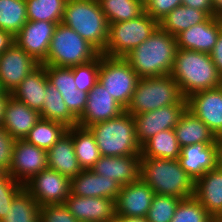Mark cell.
<instances>
[{
	"label": "cell",
	"instance_id": "f35d334b",
	"mask_svg": "<svg viewBox=\"0 0 222 222\" xmlns=\"http://www.w3.org/2000/svg\"><path fill=\"white\" fill-rule=\"evenodd\" d=\"M181 199L155 194L146 216L148 222H170Z\"/></svg>",
	"mask_w": 222,
	"mask_h": 222
},
{
	"label": "cell",
	"instance_id": "f6af8a7d",
	"mask_svg": "<svg viewBox=\"0 0 222 222\" xmlns=\"http://www.w3.org/2000/svg\"><path fill=\"white\" fill-rule=\"evenodd\" d=\"M182 5L205 11L209 16H214L212 0H182Z\"/></svg>",
	"mask_w": 222,
	"mask_h": 222
},
{
	"label": "cell",
	"instance_id": "ffe728a7",
	"mask_svg": "<svg viewBox=\"0 0 222 222\" xmlns=\"http://www.w3.org/2000/svg\"><path fill=\"white\" fill-rule=\"evenodd\" d=\"M219 143H196L181 148L178 161L184 171L196 181L218 166Z\"/></svg>",
	"mask_w": 222,
	"mask_h": 222
},
{
	"label": "cell",
	"instance_id": "83f0119b",
	"mask_svg": "<svg viewBox=\"0 0 222 222\" xmlns=\"http://www.w3.org/2000/svg\"><path fill=\"white\" fill-rule=\"evenodd\" d=\"M180 148L196 143H219V139L191 111L186 109L174 127Z\"/></svg>",
	"mask_w": 222,
	"mask_h": 222
},
{
	"label": "cell",
	"instance_id": "52a82bcc",
	"mask_svg": "<svg viewBox=\"0 0 222 222\" xmlns=\"http://www.w3.org/2000/svg\"><path fill=\"white\" fill-rule=\"evenodd\" d=\"M101 53L77 32L63 23L56 25L46 60V66L71 68L95 60Z\"/></svg>",
	"mask_w": 222,
	"mask_h": 222
},
{
	"label": "cell",
	"instance_id": "7bdbcfd3",
	"mask_svg": "<svg viewBox=\"0 0 222 222\" xmlns=\"http://www.w3.org/2000/svg\"><path fill=\"white\" fill-rule=\"evenodd\" d=\"M14 139L0 124V171L9 172L13 162Z\"/></svg>",
	"mask_w": 222,
	"mask_h": 222
},
{
	"label": "cell",
	"instance_id": "484cf974",
	"mask_svg": "<svg viewBox=\"0 0 222 222\" xmlns=\"http://www.w3.org/2000/svg\"><path fill=\"white\" fill-rule=\"evenodd\" d=\"M48 168L65 175L76 177L81 171L72 140V127L47 151Z\"/></svg>",
	"mask_w": 222,
	"mask_h": 222
},
{
	"label": "cell",
	"instance_id": "7dc6e473",
	"mask_svg": "<svg viewBox=\"0 0 222 222\" xmlns=\"http://www.w3.org/2000/svg\"><path fill=\"white\" fill-rule=\"evenodd\" d=\"M14 43V36L0 29V54L6 51Z\"/></svg>",
	"mask_w": 222,
	"mask_h": 222
},
{
	"label": "cell",
	"instance_id": "5b68a950",
	"mask_svg": "<svg viewBox=\"0 0 222 222\" xmlns=\"http://www.w3.org/2000/svg\"><path fill=\"white\" fill-rule=\"evenodd\" d=\"M88 129L95 138L101 156L141 154V145L136 138L135 119L126 111L116 118L95 123Z\"/></svg>",
	"mask_w": 222,
	"mask_h": 222
},
{
	"label": "cell",
	"instance_id": "277c9868",
	"mask_svg": "<svg viewBox=\"0 0 222 222\" xmlns=\"http://www.w3.org/2000/svg\"><path fill=\"white\" fill-rule=\"evenodd\" d=\"M61 23L77 32L101 54L104 52L109 22L98 0H67Z\"/></svg>",
	"mask_w": 222,
	"mask_h": 222
},
{
	"label": "cell",
	"instance_id": "8fae6325",
	"mask_svg": "<svg viewBox=\"0 0 222 222\" xmlns=\"http://www.w3.org/2000/svg\"><path fill=\"white\" fill-rule=\"evenodd\" d=\"M40 65L15 42L0 54V86L12 93L20 83Z\"/></svg>",
	"mask_w": 222,
	"mask_h": 222
},
{
	"label": "cell",
	"instance_id": "8d00e7d4",
	"mask_svg": "<svg viewBox=\"0 0 222 222\" xmlns=\"http://www.w3.org/2000/svg\"><path fill=\"white\" fill-rule=\"evenodd\" d=\"M67 0H26L29 21H47L59 24L62 21Z\"/></svg>",
	"mask_w": 222,
	"mask_h": 222
},
{
	"label": "cell",
	"instance_id": "d6986e66",
	"mask_svg": "<svg viewBox=\"0 0 222 222\" xmlns=\"http://www.w3.org/2000/svg\"><path fill=\"white\" fill-rule=\"evenodd\" d=\"M222 19L210 16L206 21L189 27L176 36L178 49L211 53L217 42Z\"/></svg>",
	"mask_w": 222,
	"mask_h": 222
},
{
	"label": "cell",
	"instance_id": "7402d4cb",
	"mask_svg": "<svg viewBox=\"0 0 222 222\" xmlns=\"http://www.w3.org/2000/svg\"><path fill=\"white\" fill-rule=\"evenodd\" d=\"M140 159L141 155L101 156L91 170L95 174L109 177L123 186L140 179Z\"/></svg>",
	"mask_w": 222,
	"mask_h": 222
},
{
	"label": "cell",
	"instance_id": "9c48e42d",
	"mask_svg": "<svg viewBox=\"0 0 222 222\" xmlns=\"http://www.w3.org/2000/svg\"><path fill=\"white\" fill-rule=\"evenodd\" d=\"M139 79L125 58L99 55L98 81L125 110Z\"/></svg>",
	"mask_w": 222,
	"mask_h": 222
},
{
	"label": "cell",
	"instance_id": "816d5d0a",
	"mask_svg": "<svg viewBox=\"0 0 222 222\" xmlns=\"http://www.w3.org/2000/svg\"><path fill=\"white\" fill-rule=\"evenodd\" d=\"M218 166L222 169V139H219Z\"/></svg>",
	"mask_w": 222,
	"mask_h": 222
},
{
	"label": "cell",
	"instance_id": "9a60e30c",
	"mask_svg": "<svg viewBox=\"0 0 222 222\" xmlns=\"http://www.w3.org/2000/svg\"><path fill=\"white\" fill-rule=\"evenodd\" d=\"M56 23L47 21H27L21 30L14 36V42L42 64L50 47V42Z\"/></svg>",
	"mask_w": 222,
	"mask_h": 222
},
{
	"label": "cell",
	"instance_id": "60d3db41",
	"mask_svg": "<svg viewBox=\"0 0 222 222\" xmlns=\"http://www.w3.org/2000/svg\"><path fill=\"white\" fill-rule=\"evenodd\" d=\"M24 188L8 172L0 171V221L3 220L15 196Z\"/></svg>",
	"mask_w": 222,
	"mask_h": 222
},
{
	"label": "cell",
	"instance_id": "e0dca14e",
	"mask_svg": "<svg viewBox=\"0 0 222 222\" xmlns=\"http://www.w3.org/2000/svg\"><path fill=\"white\" fill-rule=\"evenodd\" d=\"M64 205L79 222H112L116 217L115 200L81 197L70 193Z\"/></svg>",
	"mask_w": 222,
	"mask_h": 222
},
{
	"label": "cell",
	"instance_id": "4316f807",
	"mask_svg": "<svg viewBox=\"0 0 222 222\" xmlns=\"http://www.w3.org/2000/svg\"><path fill=\"white\" fill-rule=\"evenodd\" d=\"M49 80L46 65L40 64L11 93L15 99L23 102L29 108L41 111L45 101L46 88Z\"/></svg>",
	"mask_w": 222,
	"mask_h": 222
},
{
	"label": "cell",
	"instance_id": "bcb514c9",
	"mask_svg": "<svg viewBox=\"0 0 222 222\" xmlns=\"http://www.w3.org/2000/svg\"><path fill=\"white\" fill-rule=\"evenodd\" d=\"M210 55L212 58V62L216 66L219 74L222 76V28L220 29L217 42Z\"/></svg>",
	"mask_w": 222,
	"mask_h": 222
},
{
	"label": "cell",
	"instance_id": "74e56055",
	"mask_svg": "<svg viewBox=\"0 0 222 222\" xmlns=\"http://www.w3.org/2000/svg\"><path fill=\"white\" fill-rule=\"evenodd\" d=\"M170 222H217L194 197L181 199Z\"/></svg>",
	"mask_w": 222,
	"mask_h": 222
},
{
	"label": "cell",
	"instance_id": "6da1fadb",
	"mask_svg": "<svg viewBox=\"0 0 222 222\" xmlns=\"http://www.w3.org/2000/svg\"><path fill=\"white\" fill-rule=\"evenodd\" d=\"M178 50L176 37L159 27L124 58L139 78L170 75Z\"/></svg>",
	"mask_w": 222,
	"mask_h": 222
},
{
	"label": "cell",
	"instance_id": "f5cc1de1",
	"mask_svg": "<svg viewBox=\"0 0 222 222\" xmlns=\"http://www.w3.org/2000/svg\"><path fill=\"white\" fill-rule=\"evenodd\" d=\"M138 2H140L143 6H145L148 2V0H136Z\"/></svg>",
	"mask_w": 222,
	"mask_h": 222
},
{
	"label": "cell",
	"instance_id": "4dcf8cb0",
	"mask_svg": "<svg viewBox=\"0 0 222 222\" xmlns=\"http://www.w3.org/2000/svg\"><path fill=\"white\" fill-rule=\"evenodd\" d=\"M72 140L80 167L82 170L91 169L101 157L92 132L88 128L73 126Z\"/></svg>",
	"mask_w": 222,
	"mask_h": 222
},
{
	"label": "cell",
	"instance_id": "ab89813d",
	"mask_svg": "<svg viewBox=\"0 0 222 222\" xmlns=\"http://www.w3.org/2000/svg\"><path fill=\"white\" fill-rule=\"evenodd\" d=\"M78 91L88 93L98 81L99 56L88 63L71 67Z\"/></svg>",
	"mask_w": 222,
	"mask_h": 222
},
{
	"label": "cell",
	"instance_id": "ee69618b",
	"mask_svg": "<svg viewBox=\"0 0 222 222\" xmlns=\"http://www.w3.org/2000/svg\"><path fill=\"white\" fill-rule=\"evenodd\" d=\"M180 5H182V0H148L144 8L146 13L159 22L174 8Z\"/></svg>",
	"mask_w": 222,
	"mask_h": 222
},
{
	"label": "cell",
	"instance_id": "f1b7e54d",
	"mask_svg": "<svg viewBox=\"0 0 222 222\" xmlns=\"http://www.w3.org/2000/svg\"><path fill=\"white\" fill-rule=\"evenodd\" d=\"M209 17L205 11L180 5L161 19L158 26L162 31L176 37L180 32L206 21Z\"/></svg>",
	"mask_w": 222,
	"mask_h": 222
},
{
	"label": "cell",
	"instance_id": "1f68e13d",
	"mask_svg": "<svg viewBox=\"0 0 222 222\" xmlns=\"http://www.w3.org/2000/svg\"><path fill=\"white\" fill-rule=\"evenodd\" d=\"M40 116L46 120L61 122L67 127L77 126L78 122V119L69 111L61 93L49 82Z\"/></svg>",
	"mask_w": 222,
	"mask_h": 222
},
{
	"label": "cell",
	"instance_id": "7a4b0ae2",
	"mask_svg": "<svg viewBox=\"0 0 222 222\" xmlns=\"http://www.w3.org/2000/svg\"><path fill=\"white\" fill-rule=\"evenodd\" d=\"M170 75L185 98L222 85V76L209 53L178 49Z\"/></svg>",
	"mask_w": 222,
	"mask_h": 222
},
{
	"label": "cell",
	"instance_id": "d590c367",
	"mask_svg": "<svg viewBox=\"0 0 222 222\" xmlns=\"http://www.w3.org/2000/svg\"><path fill=\"white\" fill-rule=\"evenodd\" d=\"M109 24L132 20L139 17L144 6L136 0H98Z\"/></svg>",
	"mask_w": 222,
	"mask_h": 222
},
{
	"label": "cell",
	"instance_id": "3957f363",
	"mask_svg": "<svg viewBox=\"0 0 222 222\" xmlns=\"http://www.w3.org/2000/svg\"><path fill=\"white\" fill-rule=\"evenodd\" d=\"M140 178L155 194L185 199L194 196L195 181L181 167L178 159H140Z\"/></svg>",
	"mask_w": 222,
	"mask_h": 222
},
{
	"label": "cell",
	"instance_id": "f907efd6",
	"mask_svg": "<svg viewBox=\"0 0 222 222\" xmlns=\"http://www.w3.org/2000/svg\"><path fill=\"white\" fill-rule=\"evenodd\" d=\"M212 7L214 9V16H222V0H212Z\"/></svg>",
	"mask_w": 222,
	"mask_h": 222
},
{
	"label": "cell",
	"instance_id": "5bb4252c",
	"mask_svg": "<svg viewBox=\"0 0 222 222\" xmlns=\"http://www.w3.org/2000/svg\"><path fill=\"white\" fill-rule=\"evenodd\" d=\"M48 168L47 151L25 139H16L13 149V162L9 174L24 185L34 175Z\"/></svg>",
	"mask_w": 222,
	"mask_h": 222
},
{
	"label": "cell",
	"instance_id": "c3c4849f",
	"mask_svg": "<svg viewBox=\"0 0 222 222\" xmlns=\"http://www.w3.org/2000/svg\"><path fill=\"white\" fill-rule=\"evenodd\" d=\"M11 93L2 91L0 93V124L3 122L5 107L7 104V100L9 99Z\"/></svg>",
	"mask_w": 222,
	"mask_h": 222
},
{
	"label": "cell",
	"instance_id": "f546056e",
	"mask_svg": "<svg viewBox=\"0 0 222 222\" xmlns=\"http://www.w3.org/2000/svg\"><path fill=\"white\" fill-rule=\"evenodd\" d=\"M181 148L174 129L161 131L141 146L144 158L178 159Z\"/></svg>",
	"mask_w": 222,
	"mask_h": 222
},
{
	"label": "cell",
	"instance_id": "836d02e7",
	"mask_svg": "<svg viewBox=\"0 0 222 222\" xmlns=\"http://www.w3.org/2000/svg\"><path fill=\"white\" fill-rule=\"evenodd\" d=\"M40 206L23 188L9 205L7 214L1 222H39Z\"/></svg>",
	"mask_w": 222,
	"mask_h": 222
},
{
	"label": "cell",
	"instance_id": "681fc988",
	"mask_svg": "<svg viewBox=\"0 0 222 222\" xmlns=\"http://www.w3.org/2000/svg\"><path fill=\"white\" fill-rule=\"evenodd\" d=\"M112 222H148L146 217H115Z\"/></svg>",
	"mask_w": 222,
	"mask_h": 222
},
{
	"label": "cell",
	"instance_id": "2e32d148",
	"mask_svg": "<svg viewBox=\"0 0 222 222\" xmlns=\"http://www.w3.org/2000/svg\"><path fill=\"white\" fill-rule=\"evenodd\" d=\"M123 112L125 109L97 81L88 92L85 111L78 119L77 125L88 128L95 123L116 118Z\"/></svg>",
	"mask_w": 222,
	"mask_h": 222
},
{
	"label": "cell",
	"instance_id": "4fadbf2b",
	"mask_svg": "<svg viewBox=\"0 0 222 222\" xmlns=\"http://www.w3.org/2000/svg\"><path fill=\"white\" fill-rule=\"evenodd\" d=\"M186 109L187 104H177L133 115L136 138L139 144L142 146L161 131L174 129Z\"/></svg>",
	"mask_w": 222,
	"mask_h": 222
},
{
	"label": "cell",
	"instance_id": "7c38bea8",
	"mask_svg": "<svg viewBox=\"0 0 222 222\" xmlns=\"http://www.w3.org/2000/svg\"><path fill=\"white\" fill-rule=\"evenodd\" d=\"M186 100L187 109L198 117L217 139H222V85L195 92Z\"/></svg>",
	"mask_w": 222,
	"mask_h": 222
},
{
	"label": "cell",
	"instance_id": "ac0fdd59",
	"mask_svg": "<svg viewBox=\"0 0 222 222\" xmlns=\"http://www.w3.org/2000/svg\"><path fill=\"white\" fill-rule=\"evenodd\" d=\"M155 193L141 178L123 185L115 201L117 217H146Z\"/></svg>",
	"mask_w": 222,
	"mask_h": 222
},
{
	"label": "cell",
	"instance_id": "8992f818",
	"mask_svg": "<svg viewBox=\"0 0 222 222\" xmlns=\"http://www.w3.org/2000/svg\"><path fill=\"white\" fill-rule=\"evenodd\" d=\"M177 104H187V100L171 75L140 78L125 111L137 115Z\"/></svg>",
	"mask_w": 222,
	"mask_h": 222
},
{
	"label": "cell",
	"instance_id": "e575fe53",
	"mask_svg": "<svg viewBox=\"0 0 222 222\" xmlns=\"http://www.w3.org/2000/svg\"><path fill=\"white\" fill-rule=\"evenodd\" d=\"M27 21L26 0H0V29L15 36Z\"/></svg>",
	"mask_w": 222,
	"mask_h": 222
},
{
	"label": "cell",
	"instance_id": "44dd1931",
	"mask_svg": "<svg viewBox=\"0 0 222 222\" xmlns=\"http://www.w3.org/2000/svg\"><path fill=\"white\" fill-rule=\"evenodd\" d=\"M46 73L49 83L61 93L69 111L79 119L85 111L88 93L77 90L72 69L46 66Z\"/></svg>",
	"mask_w": 222,
	"mask_h": 222
},
{
	"label": "cell",
	"instance_id": "d4e9b609",
	"mask_svg": "<svg viewBox=\"0 0 222 222\" xmlns=\"http://www.w3.org/2000/svg\"><path fill=\"white\" fill-rule=\"evenodd\" d=\"M194 197L214 217H222V169L217 166L195 181Z\"/></svg>",
	"mask_w": 222,
	"mask_h": 222
},
{
	"label": "cell",
	"instance_id": "b9f144b4",
	"mask_svg": "<svg viewBox=\"0 0 222 222\" xmlns=\"http://www.w3.org/2000/svg\"><path fill=\"white\" fill-rule=\"evenodd\" d=\"M39 222H79L64 204H48L40 207Z\"/></svg>",
	"mask_w": 222,
	"mask_h": 222
},
{
	"label": "cell",
	"instance_id": "cb8c5ba5",
	"mask_svg": "<svg viewBox=\"0 0 222 222\" xmlns=\"http://www.w3.org/2000/svg\"><path fill=\"white\" fill-rule=\"evenodd\" d=\"M40 118L39 111L29 108L10 95L5 107L2 126L14 139H25Z\"/></svg>",
	"mask_w": 222,
	"mask_h": 222
},
{
	"label": "cell",
	"instance_id": "603a6c76",
	"mask_svg": "<svg viewBox=\"0 0 222 222\" xmlns=\"http://www.w3.org/2000/svg\"><path fill=\"white\" fill-rule=\"evenodd\" d=\"M71 194L81 197H103L116 201L121 185L109 177L95 174L91 169L82 170L70 179Z\"/></svg>",
	"mask_w": 222,
	"mask_h": 222
},
{
	"label": "cell",
	"instance_id": "d6a6232c",
	"mask_svg": "<svg viewBox=\"0 0 222 222\" xmlns=\"http://www.w3.org/2000/svg\"><path fill=\"white\" fill-rule=\"evenodd\" d=\"M68 128L69 127L61 122L40 118L35 126L29 131L25 140L30 144L48 151L66 134Z\"/></svg>",
	"mask_w": 222,
	"mask_h": 222
},
{
	"label": "cell",
	"instance_id": "ba28073f",
	"mask_svg": "<svg viewBox=\"0 0 222 222\" xmlns=\"http://www.w3.org/2000/svg\"><path fill=\"white\" fill-rule=\"evenodd\" d=\"M158 27V22L145 11L132 20L109 24L108 41L102 54L124 58Z\"/></svg>",
	"mask_w": 222,
	"mask_h": 222
},
{
	"label": "cell",
	"instance_id": "30bf717a",
	"mask_svg": "<svg viewBox=\"0 0 222 222\" xmlns=\"http://www.w3.org/2000/svg\"><path fill=\"white\" fill-rule=\"evenodd\" d=\"M70 187V178L50 168L42 170L24 184V189L40 207L64 204L71 193Z\"/></svg>",
	"mask_w": 222,
	"mask_h": 222
}]
</instances>
